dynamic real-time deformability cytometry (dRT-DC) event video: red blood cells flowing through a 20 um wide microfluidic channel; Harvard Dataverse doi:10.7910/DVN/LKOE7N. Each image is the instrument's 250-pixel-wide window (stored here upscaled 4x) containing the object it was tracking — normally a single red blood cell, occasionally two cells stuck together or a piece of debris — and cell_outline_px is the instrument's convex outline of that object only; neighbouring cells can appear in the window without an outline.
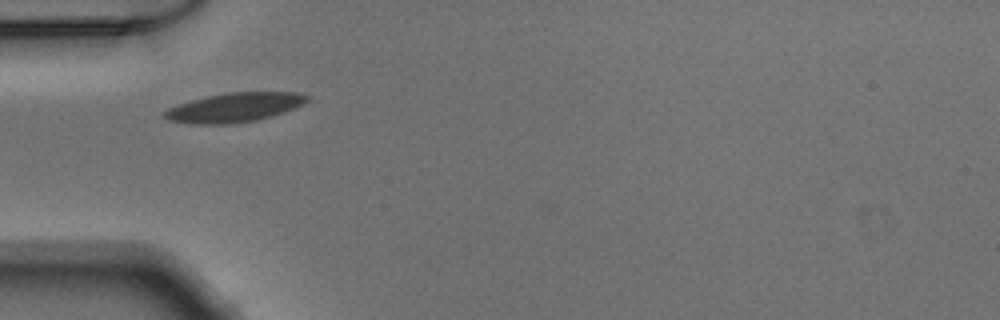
{"species": "Egyptian fruit bat (a non-hibernating species)", "species_latin": "Rousettus aegyptiacus", "temperature_condition": "warm", "stored_images_in_passage": 32, "camera_frame_rate_fps": 3000, "um_per_image_px": 0.085, "animal": {"sex": "male"}, "frame": {"image": 1, "passage_image": 1, "time_ms": 0.0, "image_size_px": [1000, 320], "cell_outline_px": [[308, 100], [304, 104], [272, 116], [256, 120], [232, 124], [192, 124], [168, 120], [164, 116], [164, 112], [168, 108], [192, 100], [208, 96], [228, 92], [300, 92], [308, 96]], "centroid_in_image_um": [19.95, 9.13], "position_along_channel_um": 65.1, "area_um2": 24.16}}
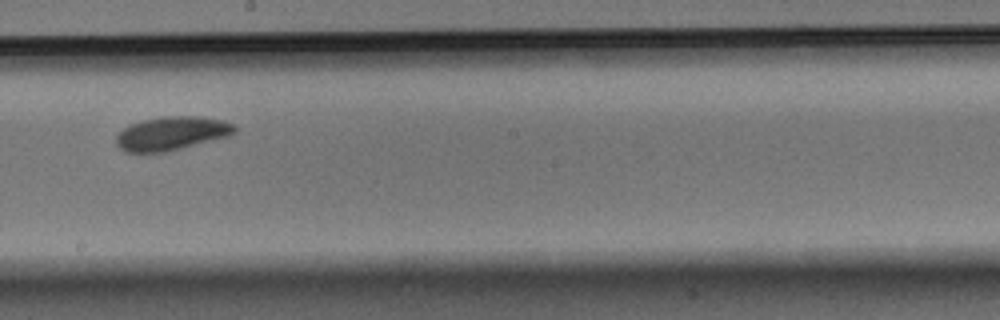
{"frame": {"image": 2, "passage_image": 14, "time_ms": 4.333, "image_size_px": [1000, 320], "cell_outline_px": [[240, 128], [232, 136], [168, 152], [124, 152], [116, 144], [116, 136], [128, 124], [160, 116], [200, 116], [224, 120]], "centroid_in_image_um": [14.65, 11.34], "position_along_channel_um": 233.5, "area_um2": 23.76}}
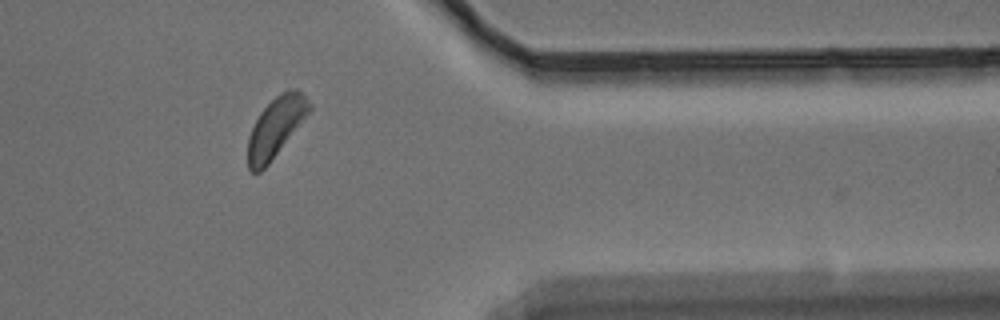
{"frame": {"image": 3, "passage_image": 27, "time_ms": 8.667, "image_size_px": [1000, 320], "cell_outline_px": [[312, 108], [268, 164], [260, 172], [252, 172], [248, 168], [248, 136], [260, 112], [280, 92], [288, 88], [296, 88], [312, 104]], "centroid_in_image_um": [23.43, 10.79], "position_along_channel_um": 388.0, "area_um2": 20.92}}